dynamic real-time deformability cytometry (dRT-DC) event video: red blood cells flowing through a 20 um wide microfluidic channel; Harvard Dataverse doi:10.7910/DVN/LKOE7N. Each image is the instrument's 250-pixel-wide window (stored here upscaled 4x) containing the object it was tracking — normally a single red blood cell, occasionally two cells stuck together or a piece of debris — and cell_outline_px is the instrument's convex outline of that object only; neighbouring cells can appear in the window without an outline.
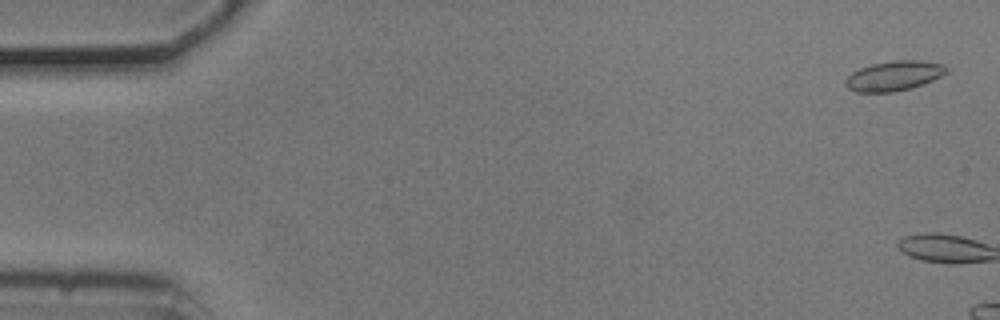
{"species": "common noctule bat (a hibernating species)", "species_latin": "Nyctalus noctula", "temperature_condition": "cold", "stored_images_in_passage": 4, "camera_frame_rate_fps": 3000, "um_per_image_px": 0.085, "animal": {"sex": "male", "body_mass_g": 20.5, "forearm_length_mm": 52.5}, "frame": {"image": 1, "passage_image": 2, "time_ms": 0.333, "image_size_px": [1000, 320], "cell_outline_px": [[948, 72], [932, 80], [908, 88], [892, 92], [856, 92], [848, 88], [844, 84], [844, 80], [852, 72], [860, 68], [872, 64], [896, 60], [920, 60], [944, 64], [948, 68]], "centroid_in_image_um": [75.97, 6.43], "position_along_channel_um": 9.0, "area_um2": 17.4}}